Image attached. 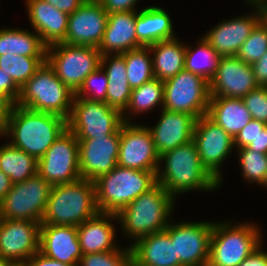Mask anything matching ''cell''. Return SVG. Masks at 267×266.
<instances>
[{
	"label": "cell",
	"mask_w": 267,
	"mask_h": 266,
	"mask_svg": "<svg viewBox=\"0 0 267 266\" xmlns=\"http://www.w3.org/2000/svg\"><path fill=\"white\" fill-rule=\"evenodd\" d=\"M66 129L67 120L61 116L12 104L3 137L10 138L8 142L13 147L39 160Z\"/></svg>",
	"instance_id": "obj_1"
},
{
	"label": "cell",
	"mask_w": 267,
	"mask_h": 266,
	"mask_svg": "<svg viewBox=\"0 0 267 266\" xmlns=\"http://www.w3.org/2000/svg\"><path fill=\"white\" fill-rule=\"evenodd\" d=\"M156 176L175 200L191 190L213 192L222 185L203 166L193 140L161 154Z\"/></svg>",
	"instance_id": "obj_2"
},
{
	"label": "cell",
	"mask_w": 267,
	"mask_h": 266,
	"mask_svg": "<svg viewBox=\"0 0 267 266\" xmlns=\"http://www.w3.org/2000/svg\"><path fill=\"white\" fill-rule=\"evenodd\" d=\"M176 200L159 184L142 193L118 214L125 237L134 244L142 237L163 231L170 223Z\"/></svg>",
	"instance_id": "obj_3"
},
{
	"label": "cell",
	"mask_w": 267,
	"mask_h": 266,
	"mask_svg": "<svg viewBox=\"0 0 267 266\" xmlns=\"http://www.w3.org/2000/svg\"><path fill=\"white\" fill-rule=\"evenodd\" d=\"M99 212L94 181L53 185L41 224L79 226Z\"/></svg>",
	"instance_id": "obj_4"
},
{
	"label": "cell",
	"mask_w": 267,
	"mask_h": 266,
	"mask_svg": "<svg viewBox=\"0 0 267 266\" xmlns=\"http://www.w3.org/2000/svg\"><path fill=\"white\" fill-rule=\"evenodd\" d=\"M157 171L116 166L94 180L99 212L118 214L142 193L157 183Z\"/></svg>",
	"instance_id": "obj_5"
},
{
	"label": "cell",
	"mask_w": 267,
	"mask_h": 266,
	"mask_svg": "<svg viewBox=\"0 0 267 266\" xmlns=\"http://www.w3.org/2000/svg\"><path fill=\"white\" fill-rule=\"evenodd\" d=\"M254 222L213 221L207 266H238L263 244Z\"/></svg>",
	"instance_id": "obj_6"
},
{
	"label": "cell",
	"mask_w": 267,
	"mask_h": 266,
	"mask_svg": "<svg viewBox=\"0 0 267 266\" xmlns=\"http://www.w3.org/2000/svg\"><path fill=\"white\" fill-rule=\"evenodd\" d=\"M74 95L58 79L53 68L45 61L20 88L16 105L34 111L52 113L67 120Z\"/></svg>",
	"instance_id": "obj_7"
},
{
	"label": "cell",
	"mask_w": 267,
	"mask_h": 266,
	"mask_svg": "<svg viewBox=\"0 0 267 266\" xmlns=\"http://www.w3.org/2000/svg\"><path fill=\"white\" fill-rule=\"evenodd\" d=\"M101 56L97 47L66 43L49 46L46 50V61L58 79L74 94L82 86L85 78L100 67Z\"/></svg>",
	"instance_id": "obj_8"
},
{
	"label": "cell",
	"mask_w": 267,
	"mask_h": 266,
	"mask_svg": "<svg viewBox=\"0 0 267 266\" xmlns=\"http://www.w3.org/2000/svg\"><path fill=\"white\" fill-rule=\"evenodd\" d=\"M123 123L122 113L105 102L73 98L67 129L77 139H94L116 133Z\"/></svg>",
	"instance_id": "obj_9"
},
{
	"label": "cell",
	"mask_w": 267,
	"mask_h": 266,
	"mask_svg": "<svg viewBox=\"0 0 267 266\" xmlns=\"http://www.w3.org/2000/svg\"><path fill=\"white\" fill-rule=\"evenodd\" d=\"M52 185L38 173L27 180L14 183L0 201L2 219L42 222Z\"/></svg>",
	"instance_id": "obj_10"
},
{
	"label": "cell",
	"mask_w": 267,
	"mask_h": 266,
	"mask_svg": "<svg viewBox=\"0 0 267 266\" xmlns=\"http://www.w3.org/2000/svg\"><path fill=\"white\" fill-rule=\"evenodd\" d=\"M210 93L209 82L183 69L164 81L163 109L186 113L199 119L207 114Z\"/></svg>",
	"instance_id": "obj_11"
},
{
	"label": "cell",
	"mask_w": 267,
	"mask_h": 266,
	"mask_svg": "<svg viewBox=\"0 0 267 266\" xmlns=\"http://www.w3.org/2000/svg\"><path fill=\"white\" fill-rule=\"evenodd\" d=\"M38 174L49 184L72 183L81 178L79 170V142L66 129L38 160Z\"/></svg>",
	"instance_id": "obj_12"
},
{
	"label": "cell",
	"mask_w": 267,
	"mask_h": 266,
	"mask_svg": "<svg viewBox=\"0 0 267 266\" xmlns=\"http://www.w3.org/2000/svg\"><path fill=\"white\" fill-rule=\"evenodd\" d=\"M172 222L165 230L175 242L179 263L182 266H207L213 221Z\"/></svg>",
	"instance_id": "obj_13"
},
{
	"label": "cell",
	"mask_w": 267,
	"mask_h": 266,
	"mask_svg": "<svg viewBox=\"0 0 267 266\" xmlns=\"http://www.w3.org/2000/svg\"><path fill=\"white\" fill-rule=\"evenodd\" d=\"M117 165L143 171H158L160 155L147 125L141 126L134 122L122 124Z\"/></svg>",
	"instance_id": "obj_14"
},
{
	"label": "cell",
	"mask_w": 267,
	"mask_h": 266,
	"mask_svg": "<svg viewBox=\"0 0 267 266\" xmlns=\"http://www.w3.org/2000/svg\"><path fill=\"white\" fill-rule=\"evenodd\" d=\"M193 141L203 166L220 184L223 183L221 167L236 150L234 139L205 115L196 121Z\"/></svg>",
	"instance_id": "obj_15"
},
{
	"label": "cell",
	"mask_w": 267,
	"mask_h": 266,
	"mask_svg": "<svg viewBox=\"0 0 267 266\" xmlns=\"http://www.w3.org/2000/svg\"><path fill=\"white\" fill-rule=\"evenodd\" d=\"M77 140L81 178L94 181L117 166L120 129L112 135Z\"/></svg>",
	"instance_id": "obj_16"
},
{
	"label": "cell",
	"mask_w": 267,
	"mask_h": 266,
	"mask_svg": "<svg viewBox=\"0 0 267 266\" xmlns=\"http://www.w3.org/2000/svg\"><path fill=\"white\" fill-rule=\"evenodd\" d=\"M41 223L2 219L0 222V257L26 262L39 251Z\"/></svg>",
	"instance_id": "obj_17"
},
{
	"label": "cell",
	"mask_w": 267,
	"mask_h": 266,
	"mask_svg": "<svg viewBox=\"0 0 267 266\" xmlns=\"http://www.w3.org/2000/svg\"><path fill=\"white\" fill-rule=\"evenodd\" d=\"M252 8L253 13L225 19L203 35L220 56H236L252 30L265 17V12L260 7Z\"/></svg>",
	"instance_id": "obj_18"
},
{
	"label": "cell",
	"mask_w": 267,
	"mask_h": 266,
	"mask_svg": "<svg viewBox=\"0 0 267 266\" xmlns=\"http://www.w3.org/2000/svg\"><path fill=\"white\" fill-rule=\"evenodd\" d=\"M254 72L237 56H222L217 72L209 82L210 97L243 98L256 89Z\"/></svg>",
	"instance_id": "obj_19"
},
{
	"label": "cell",
	"mask_w": 267,
	"mask_h": 266,
	"mask_svg": "<svg viewBox=\"0 0 267 266\" xmlns=\"http://www.w3.org/2000/svg\"><path fill=\"white\" fill-rule=\"evenodd\" d=\"M108 12L98 3H83L69 15L63 43L99 47L106 29Z\"/></svg>",
	"instance_id": "obj_20"
},
{
	"label": "cell",
	"mask_w": 267,
	"mask_h": 266,
	"mask_svg": "<svg viewBox=\"0 0 267 266\" xmlns=\"http://www.w3.org/2000/svg\"><path fill=\"white\" fill-rule=\"evenodd\" d=\"M160 112L157 124L147 126L159 155L193 140L196 117L163 108Z\"/></svg>",
	"instance_id": "obj_21"
},
{
	"label": "cell",
	"mask_w": 267,
	"mask_h": 266,
	"mask_svg": "<svg viewBox=\"0 0 267 266\" xmlns=\"http://www.w3.org/2000/svg\"><path fill=\"white\" fill-rule=\"evenodd\" d=\"M39 252L62 263L78 266L83 254L76 226L41 224Z\"/></svg>",
	"instance_id": "obj_22"
},
{
	"label": "cell",
	"mask_w": 267,
	"mask_h": 266,
	"mask_svg": "<svg viewBox=\"0 0 267 266\" xmlns=\"http://www.w3.org/2000/svg\"><path fill=\"white\" fill-rule=\"evenodd\" d=\"M29 22L33 31L46 46L63 43L67 34L69 15L42 0H25Z\"/></svg>",
	"instance_id": "obj_23"
},
{
	"label": "cell",
	"mask_w": 267,
	"mask_h": 266,
	"mask_svg": "<svg viewBox=\"0 0 267 266\" xmlns=\"http://www.w3.org/2000/svg\"><path fill=\"white\" fill-rule=\"evenodd\" d=\"M136 11L113 12L108 20L98 47L102 56L123 54L143 47L136 36Z\"/></svg>",
	"instance_id": "obj_24"
},
{
	"label": "cell",
	"mask_w": 267,
	"mask_h": 266,
	"mask_svg": "<svg viewBox=\"0 0 267 266\" xmlns=\"http://www.w3.org/2000/svg\"><path fill=\"white\" fill-rule=\"evenodd\" d=\"M113 221L118 223L116 214L98 212L76 227L83 255L114 251L119 248L115 241L117 229Z\"/></svg>",
	"instance_id": "obj_25"
},
{
	"label": "cell",
	"mask_w": 267,
	"mask_h": 266,
	"mask_svg": "<svg viewBox=\"0 0 267 266\" xmlns=\"http://www.w3.org/2000/svg\"><path fill=\"white\" fill-rule=\"evenodd\" d=\"M129 246L132 266H182L176 257L175 242L166 230L142 237Z\"/></svg>",
	"instance_id": "obj_26"
},
{
	"label": "cell",
	"mask_w": 267,
	"mask_h": 266,
	"mask_svg": "<svg viewBox=\"0 0 267 266\" xmlns=\"http://www.w3.org/2000/svg\"><path fill=\"white\" fill-rule=\"evenodd\" d=\"M135 27L137 40L143 47L177 37L171 16L159 6H147L136 11Z\"/></svg>",
	"instance_id": "obj_27"
},
{
	"label": "cell",
	"mask_w": 267,
	"mask_h": 266,
	"mask_svg": "<svg viewBox=\"0 0 267 266\" xmlns=\"http://www.w3.org/2000/svg\"><path fill=\"white\" fill-rule=\"evenodd\" d=\"M206 116L233 139L252 119L242 98L230 97H210Z\"/></svg>",
	"instance_id": "obj_28"
},
{
	"label": "cell",
	"mask_w": 267,
	"mask_h": 266,
	"mask_svg": "<svg viewBox=\"0 0 267 266\" xmlns=\"http://www.w3.org/2000/svg\"><path fill=\"white\" fill-rule=\"evenodd\" d=\"M100 67L108 78L106 104L123 113L132 92L127 79L125 58L122 54L101 56Z\"/></svg>",
	"instance_id": "obj_29"
},
{
	"label": "cell",
	"mask_w": 267,
	"mask_h": 266,
	"mask_svg": "<svg viewBox=\"0 0 267 266\" xmlns=\"http://www.w3.org/2000/svg\"><path fill=\"white\" fill-rule=\"evenodd\" d=\"M178 37L148 46L152 55L154 78L166 81L184 69L186 44Z\"/></svg>",
	"instance_id": "obj_30"
},
{
	"label": "cell",
	"mask_w": 267,
	"mask_h": 266,
	"mask_svg": "<svg viewBox=\"0 0 267 266\" xmlns=\"http://www.w3.org/2000/svg\"><path fill=\"white\" fill-rule=\"evenodd\" d=\"M47 47L34 31L21 28H0V56L4 54L46 57Z\"/></svg>",
	"instance_id": "obj_31"
},
{
	"label": "cell",
	"mask_w": 267,
	"mask_h": 266,
	"mask_svg": "<svg viewBox=\"0 0 267 266\" xmlns=\"http://www.w3.org/2000/svg\"><path fill=\"white\" fill-rule=\"evenodd\" d=\"M164 99V81L153 78L139 87L133 88L130 101L122 113L124 122H132V119L138 114L150 112L155 107L163 108ZM134 116V117H133Z\"/></svg>",
	"instance_id": "obj_32"
},
{
	"label": "cell",
	"mask_w": 267,
	"mask_h": 266,
	"mask_svg": "<svg viewBox=\"0 0 267 266\" xmlns=\"http://www.w3.org/2000/svg\"><path fill=\"white\" fill-rule=\"evenodd\" d=\"M0 170L13 184L22 182L38 173V160L7 141L0 145Z\"/></svg>",
	"instance_id": "obj_33"
},
{
	"label": "cell",
	"mask_w": 267,
	"mask_h": 266,
	"mask_svg": "<svg viewBox=\"0 0 267 266\" xmlns=\"http://www.w3.org/2000/svg\"><path fill=\"white\" fill-rule=\"evenodd\" d=\"M197 42L198 45L195 48L186 44L184 69L210 82L217 72L222 56L203 36Z\"/></svg>",
	"instance_id": "obj_34"
},
{
	"label": "cell",
	"mask_w": 267,
	"mask_h": 266,
	"mask_svg": "<svg viewBox=\"0 0 267 266\" xmlns=\"http://www.w3.org/2000/svg\"><path fill=\"white\" fill-rule=\"evenodd\" d=\"M127 79L133 89L154 78L152 55L149 47H140L124 52Z\"/></svg>",
	"instance_id": "obj_35"
},
{
	"label": "cell",
	"mask_w": 267,
	"mask_h": 266,
	"mask_svg": "<svg viewBox=\"0 0 267 266\" xmlns=\"http://www.w3.org/2000/svg\"><path fill=\"white\" fill-rule=\"evenodd\" d=\"M45 61L46 57L4 54L0 56V69L21 88Z\"/></svg>",
	"instance_id": "obj_36"
},
{
	"label": "cell",
	"mask_w": 267,
	"mask_h": 266,
	"mask_svg": "<svg viewBox=\"0 0 267 266\" xmlns=\"http://www.w3.org/2000/svg\"><path fill=\"white\" fill-rule=\"evenodd\" d=\"M237 153L242 178L247 183L261 185L267 173V154L252 151L247 147L237 148Z\"/></svg>",
	"instance_id": "obj_37"
},
{
	"label": "cell",
	"mask_w": 267,
	"mask_h": 266,
	"mask_svg": "<svg viewBox=\"0 0 267 266\" xmlns=\"http://www.w3.org/2000/svg\"><path fill=\"white\" fill-rule=\"evenodd\" d=\"M267 52V17L265 16L252 30L242 44L237 57L246 64H254Z\"/></svg>",
	"instance_id": "obj_38"
},
{
	"label": "cell",
	"mask_w": 267,
	"mask_h": 266,
	"mask_svg": "<svg viewBox=\"0 0 267 266\" xmlns=\"http://www.w3.org/2000/svg\"><path fill=\"white\" fill-rule=\"evenodd\" d=\"M78 266H132L131 248L82 255Z\"/></svg>",
	"instance_id": "obj_39"
},
{
	"label": "cell",
	"mask_w": 267,
	"mask_h": 266,
	"mask_svg": "<svg viewBox=\"0 0 267 266\" xmlns=\"http://www.w3.org/2000/svg\"><path fill=\"white\" fill-rule=\"evenodd\" d=\"M108 78L104 70L99 67L90 73L84 80L82 86L75 93L74 98H84L91 101L106 103Z\"/></svg>",
	"instance_id": "obj_40"
},
{
	"label": "cell",
	"mask_w": 267,
	"mask_h": 266,
	"mask_svg": "<svg viewBox=\"0 0 267 266\" xmlns=\"http://www.w3.org/2000/svg\"><path fill=\"white\" fill-rule=\"evenodd\" d=\"M252 119L267 124V86H258L242 98Z\"/></svg>",
	"instance_id": "obj_41"
},
{
	"label": "cell",
	"mask_w": 267,
	"mask_h": 266,
	"mask_svg": "<svg viewBox=\"0 0 267 266\" xmlns=\"http://www.w3.org/2000/svg\"><path fill=\"white\" fill-rule=\"evenodd\" d=\"M264 122L251 119L247 125L239 131L237 136L234 138V147L243 148L247 147L252 143L258 136L259 131H262L266 126Z\"/></svg>",
	"instance_id": "obj_42"
},
{
	"label": "cell",
	"mask_w": 267,
	"mask_h": 266,
	"mask_svg": "<svg viewBox=\"0 0 267 266\" xmlns=\"http://www.w3.org/2000/svg\"><path fill=\"white\" fill-rule=\"evenodd\" d=\"M0 95L11 104H16L20 95V87L13 81L10 75L0 69Z\"/></svg>",
	"instance_id": "obj_43"
},
{
	"label": "cell",
	"mask_w": 267,
	"mask_h": 266,
	"mask_svg": "<svg viewBox=\"0 0 267 266\" xmlns=\"http://www.w3.org/2000/svg\"><path fill=\"white\" fill-rule=\"evenodd\" d=\"M139 0H101L103 8L108 14L113 12L137 11L136 3Z\"/></svg>",
	"instance_id": "obj_44"
},
{
	"label": "cell",
	"mask_w": 267,
	"mask_h": 266,
	"mask_svg": "<svg viewBox=\"0 0 267 266\" xmlns=\"http://www.w3.org/2000/svg\"><path fill=\"white\" fill-rule=\"evenodd\" d=\"M251 66L256 83L259 86H267V52Z\"/></svg>",
	"instance_id": "obj_45"
},
{
	"label": "cell",
	"mask_w": 267,
	"mask_h": 266,
	"mask_svg": "<svg viewBox=\"0 0 267 266\" xmlns=\"http://www.w3.org/2000/svg\"><path fill=\"white\" fill-rule=\"evenodd\" d=\"M262 247L263 244L245 258L238 266H267V252H265Z\"/></svg>",
	"instance_id": "obj_46"
},
{
	"label": "cell",
	"mask_w": 267,
	"mask_h": 266,
	"mask_svg": "<svg viewBox=\"0 0 267 266\" xmlns=\"http://www.w3.org/2000/svg\"><path fill=\"white\" fill-rule=\"evenodd\" d=\"M50 3L56 9L70 15L75 12L84 2L82 0H42Z\"/></svg>",
	"instance_id": "obj_47"
},
{
	"label": "cell",
	"mask_w": 267,
	"mask_h": 266,
	"mask_svg": "<svg viewBox=\"0 0 267 266\" xmlns=\"http://www.w3.org/2000/svg\"><path fill=\"white\" fill-rule=\"evenodd\" d=\"M29 266H72L66 263H62L60 261L51 259L39 251L30 257L27 261Z\"/></svg>",
	"instance_id": "obj_48"
},
{
	"label": "cell",
	"mask_w": 267,
	"mask_h": 266,
	"mask_svg": "<svg viewBox=\"0 0 267 266\" xmlns=\"http://www.w3.org/2000/svg\"><path fill=\"white\" fill-rule=\"evenodd\" d=\"M247 148L251 149L252 151L267 154V125L262 131H259L256 139L250 143Z\"/></svg>",
	"instance_id": "obj_49"
},
{
	"label": "cell",
	"mask_w": 267,
	"mask_h": 266,
	"mask_svg": "<svg viewBox=\"0 0 267 266\" xmlns=\"http://www.w3.org/2000/svg\"><path fill=\"white\" fill-rule=\"evenodd\" d=\"M11 103L0 95V136H3L7 126V117Z\"/></svg>",
	"instance_id": "obj_50"
},
{
	"label": "cell",
	"mask_w": 267,
	"mask_h": 266,
	"mask_svg": "<svg viewBox=\"0 0 267 266\" xmlns=\"http://www.w3.org/2000/svg\"><path fill=\"white\" fill-rule=\"evenodd\" d=\"M12 185L13 183L11 182L10 177L0 170V201L11 190Z\"/></svg>",
	"instance_id": "obj_51"
},
{
	"label": "cell",
	"mask_w": 267,
	"mask_h": 266,
	"mask_svg": "<svg viewBox=\"0 0 267 266\" xmlns=\"http://www.w3.org/2000/svg\"><path fill=\"white\" fill-rule=\"evenodd\" d=\"M246 4L249 3V6L252 5V7H262L267 0H244Z\"/></svg>",
	"instance_id": "obj_52"
},
{
	"label": "cell",
	"mask_w": 267,
	"mask_h": 266,
	"mask_svg": "<svg viewBox=\"0 0 267 266\" xmlns=\"http://www.w3.org/2000/svg\"><path fill=\"white\" fill-rule=\"evenodd\" d=\"M11 263L10 260L0 257V266H10Z\"/></svg>",
	"instance_id": "obj_53"
},
{
	"label": "cell",
	"mask_w": 267,
	"mask_h": 266,
	"mask_svg": "<svg viewBox=\"0 0 267 266\" xmlns=\"http://www.w3.org/2000/svg\"><path fill=\"white\" fill-rule=\"evenodd\" d=\"M10 266H29L27 262H14Z\"/></svg>",
	"instance_id": "obj_54"
},
{
	"label": "cell",
	"mask_w": 267,
	"mask_h": 266,
	"mask_svg": "<svg viewBox=\"0 0 267 266\" xmlns=\"http://www.w3.org/2000/svg\"><path fill=\"white\" fill-rule=\"evenodd\" d=\"M84 3H98L101 0H82Z\"/></svg>",
	"instance_id": "obj_55"
},
{
	"label": "cell",
	"mask_w": 267,
	"mask_h": 266,
	"mask_svg": "<svg viewBox=\"0 0 267 266\" xmlns=\"http://www.w3.org/2000/svg\"><path fill=\"white\" fill-rule=\"evenodd\" d=\"M261 9L265 12V16L267 17V1H266V3L261 7Z\"/></svg>",
	"instance_id": "obj_56"
},
{
	"label": "cell",
	"mask_w": 267,
	"mask_h": 266,
	"mask_svg": "<svg viewBox=\"0 0 267 266\" xmlns=\"http://www.w3.org/2000/svg\"><path fill=\"white\" fill-rule=\"evenodd\" d=\"M261 187L267 188V173H266V177H265L263 183L261 184Z\"/></svg>",
	"instance_id": "obj_57"
},
{
	"label": "cell",
	"mask_w": 267,
	"mask_h": 266,
	"mask_svg": "<svg viewBox=\"0 0 267 266\" xmlns=\"http://www.w3.org/2000/svg\"><path fill=\"white\" fill-rule=\"evenodd\" d=\"M1 220H2V217H1V208H0V222H1Z\"/></svg>",
	"instance_id": "obj_58"
}]
</instances>
